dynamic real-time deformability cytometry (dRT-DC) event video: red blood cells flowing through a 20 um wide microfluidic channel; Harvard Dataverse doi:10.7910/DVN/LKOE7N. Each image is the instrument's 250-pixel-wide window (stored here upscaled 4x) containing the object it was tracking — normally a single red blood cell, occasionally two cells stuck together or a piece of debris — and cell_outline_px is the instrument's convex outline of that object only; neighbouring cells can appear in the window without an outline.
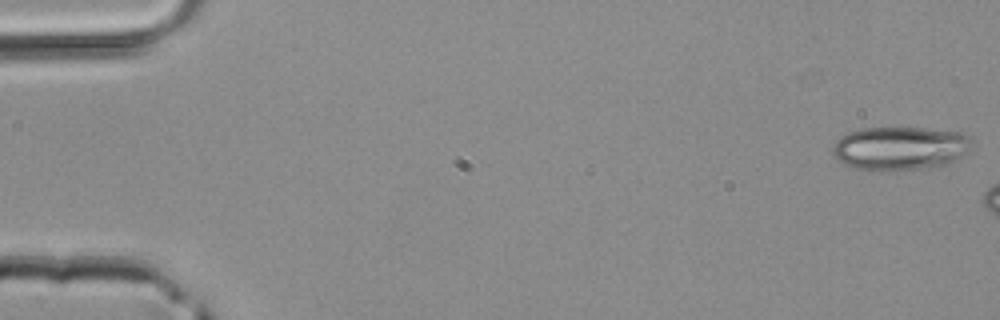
{"species": "common noctule bat (a hibernating species)", "species_latin": "Nyctalus noctula", "temperature_condition": "room temperature", "stored_images_in_passage": 6, "camera_frame_rate_fps": 3000, "um_per_image_px": 0.085, "animal": {"sex": "male", "body_mass_g": 20.4}, "frame": {"image": 1, "passage_image": 1, "time_ms": 0.0, "image_size_px": [1000, 320], "cell_outline_px": [[972, 144], [968, 152], [944, 164], [924, 168], [888, 172], [880, 172], [856, 168], [844, 164], [832, 152], [832, 144], [840, 136], [848, 132], [864, 128], [924, 128], [960, 132], [968, 136], [972, 140]], "centroid_in_image_um": [76.47, 12.61], "position_along_channel_um": 8.5, "area_um2": 35.49}}